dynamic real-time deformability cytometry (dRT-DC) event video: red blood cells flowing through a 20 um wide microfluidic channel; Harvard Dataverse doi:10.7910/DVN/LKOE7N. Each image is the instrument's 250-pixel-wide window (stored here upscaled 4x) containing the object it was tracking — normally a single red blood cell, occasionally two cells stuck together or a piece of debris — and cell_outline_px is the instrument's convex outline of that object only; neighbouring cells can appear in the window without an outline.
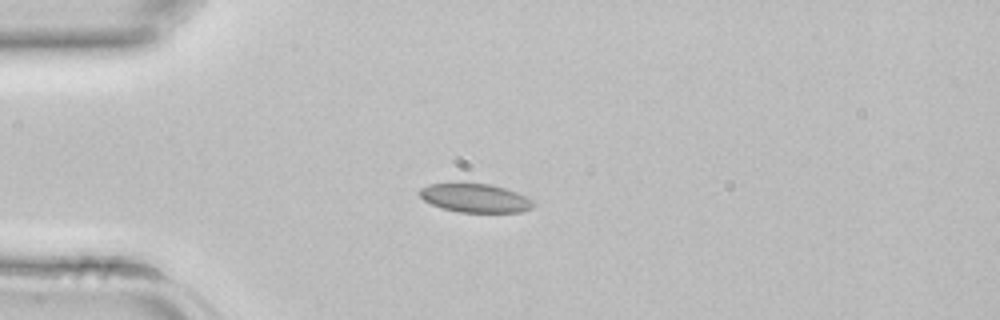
{"species": "common noctule bat (a hibernating species)", "species_latin": "Nyctalus noctula", "temperature_condition": "room temperature", "stored_images_in_passage": 33, "camera_frame_rate_fps": 3000, "um_per_image_px": 0.085, "animal": {"sex": "female", "body_mass_g": 22.7, "forearm_length_mm": 54.2}, "frame": {"image": 1, "passage_image": 1, "time_ms": 0.0, "image_size_px": [1000, 320], "cell_outline_px": [[536, 204], [532, 208], [520, 212], [460, 212], [444, 208], [432, 204], [424, 200], [420, 196], [420, 188], [428, 184], [488, 184], [504, 188], [528, 196]], "centroid_in_image_um": [40.43, 16.84], "position_along_channel_um": 44.6, "area_um2": 18.73}}